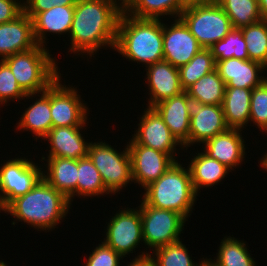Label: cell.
Returning a JSON list of instances; mask_svg holds the SVG:
<instances>
[{"label": "cell", "instance_id": "obj_1", "mask_svg": "<svg viewBox=\"0 0 267 266\" xmlns=\"http://www.w3.org/2000/svg\"><path fill=\"white\" fill-rule=\"evenodd\" d=\"M122 12L121 6L112 0H77L70 29L69 52H77L78 55L87 53L92 57L104 46L113 49Z\"/></svg>", "mask_w": 267, "mask_h": 266}, {"label": "cell", "instance_id": "obj_2", "mask_svg": "<svg viewBox=\"0 0 267 266\" xmlns=\"http://www.w3.org/2000/svg\"><path fill=\"white\" fill-rule=\"evenodd\" d=\"M114 49L129 61L146 64L145 67L162 61L161 19L137 18L123 10L118 22Z\"/></svg>", "mask_w": 267, "mask_h": 266}, {"label": "cell", "instance_id": "obj_3", "mask_svg": "<svg viewBox=\"0 0 267 266\" xmlns=\"http://www.w3.org/2000/svg\"><path fill=\"white\" fill-rule=\"evenodd\" d=\"M70 205L64 194L42 178L28 193L13 199L4 211L31 227L49 231L66 216Z\"/></svg>", "mask_w": 267, "mask_h": 266}, {"label": "cell", "instance_id": "obj_4", "mask_svg": "<svg viewBox=\"0 0 267 266\" xmlns=\"http://www.w3.org/2000/svg\"><path fill=\"white\" fill-rule=\"evenodd\" d=\"M140 205L175 211L185 219L191 215L196 192L192 185L189 168L177 161L156 181L144 188Z\"/></svg>", "mask_w": 267, "mask_h": 266}, {"label": "cell", "instance_id": "obj_5", "mask_svg": "<svg viewBox=\"0 0 267 266\" xmlns=\"http://www.w3.org/2000/svg\"><path fill=\"white\" fill-rule=\"evenodd\" d=\"M46 47H36L3 59L26 94L44 92L60 75L57 62ZM60 74V75H59Z\"/></svg>", "mask_w": 267, "mask_h": 266}, {"label": "cell", "instance_id": "obj_6", "mask_svg": "<svg viewBox=\"0 0 267 266\" xmlns=\"http://www.w3.org/2000/svg\"><path fill=\"white\" fill-rule=\"evenodd\" d=\"M180 18L203 48H210L234 29L229 17L215 0L185 7Z\"/></svg>", "mask_w": 267, "mask_h": 266}, {"label": "cell", "instance_id": "obj_7", "mask_svg": "<svg viewBox=\"0 0 267 266\" xmlns=\"http://www.w3.org/2000/svg\"><path fill=\"white\" fill-rule=\"evenodd\" d=\"M118 153L111 145L105 142L90 143L87 156L99 171L105 187L116 194L129 182L132 177L131 159L128 146Z\"/></svg>", "mask_w": 267, "mask_h": 266}, {"label": "cell", "instance_id": "obj_8", "mask_svg": "<svg viewBox=\"0 0 267 266\" xmlns=\"http://www.w3.org/2000/svg\"><path fill=\"white\" fill-rule=\"evenodd\" d=\"M142 222L143 243L156 250L180 240L185 219L181 214L155 208L150 205L138 206Z\"/></svg>", "mask_w": 267, "mask_h": 266}, {"label": "cell", "instance_id": "obj_9", "mask_svg": "<svg viewBox=\"0 0 267 266\" xmlns=\"http://www.w3.org/2000/svg\"><path fill=\"white\" fill-rule=\"evenodd\" d=\"M33 163L26 158H14L0 167V199L3 208L16 197L28 193L43 178L42 168Z\"/></svg>", "mask_w": 267, "mask_h": 266}, {"label": "cell", "instance_id": "obj_10", "mask_svg": "<svg viewBox=\"0 0 267 266\" xmlns=\"http://www.w3.org/2000/svg\"><path fill=\"white\" fill-rule=\"evenodd\" d=\"M186 107L190 116L188 147L198 142L204 144L229 129L222 105L202 104L186 92Z\"/></svg>", "mask_w": 267, "mask_h": 266}, {"label": "cell", "instance_id": "obj_11", "mask_svg": "<svg viewBox=\"0 0 267 266\" xmlns=\"http://www.w3.org/2000/svg\"><path fill=\"white\" fill-rule=\"evenodd\" d=\"M106 229L103 242L122 257H126L129 253H133V250L140 245V241H143L140 210L125 208L118 211Z\"/></svg>", "mask_w": 267, "mask_h": 266}, {"label": "cell", "instance_id": "obj_12", "mask_svg": "<svg viewBox=\"0 0 267 266\" xmlns=\"http://www.w3.org/2000/svg\"><path fill=\"white\" fill-rule=\"evenodd\" d=\"M60 77L51 84L52 128L83 126L87 121L88 106L80 99L77 89L60 83Z\"/></svg>", "mask_w": 267, "mask_h": 266}, {"label": "cell", "instance_id": "obj_13", "mask_svg": "<svg viewBox=\"0 0 267 266\" xmlns=\"http://www.w3.org/2000/svg\"><path fill=\"white\" fill-rule=\"evenodd\" d=\"M128 143L133 181L142 188L158 180L178 161L171 154L137 144L133 139Z\"/></svg>", "mask_w": 267, "mask_h": 266}, {"label": "cell", "instance_id": "obj_14", "mask_svg": "<svg viewBox=\"0 0 267 266\" xmlns=\"http://www.w3.org/2000/svg\"><path fill=\"white\" fill-rule=\"evenodd\" d=\"M174 19L169 27L163 23V60L179 68L186 65L203 47L180 17Z\"/></svg>", "mask_w": 267, "mask_h": 266}, {"label": "cell", "instance_id": "obj_15", "mask_svg": "<svg viewBox=\"0 0 267 266\" xmlns=\"http://www.w3.org/2000/svg\"><path fill=\"white\" fill-rule=\"evenodd\" d=\"M146 109L139 120L138 131H135L136 134L134 133L132 139L137 144L171 154L176 158V153H174L176 146L180 145L179 147H181L182 145L172 135L158 112L152 107Z\"/></svg>", "mask_w": 267, "mask_h": 266}, {"label": "cell", "instance_id": "obj_16", "mask_svg": "<svg viewBox=\"0 0 267 266\" xmlns=\"http://www.w3.org/2000/svg\"><path fill=\"white\" fill-rule=\"evenodd\" d=\"M215 61V69L225 82L226 87L254 89L267 79L264 75H258L261 72L263 73L264 70H267L259 62L237 58Z\"/></svg>", "mask_w": 267, "mask_h": 266}, {"label": "cell", "instance_id": "obj_17", "mask_svg": "<svg viewBox=\"0 0 267 266\" xmlns=\"http://www.w3.org/2000/svg\"><path fill=\"white\" fill-rule=\"evenodd\" d=\"M150 99L147 107L181 94L184 90L180 84L178 68L162 60L146 67Z\"/></svg>", "mask_w": 267, "mask_h": 266}, {"label": "cell", "instance_id": "obj_18", "mask_svg": "<svg viewBox=\"0 0 267 266\" xmlns=\"http://www.w3.org/2000/svg\"><path fill=\"white\" fill-rule=\"evenodd\" d=\"M36 46L32 18L24 12L15 20L0 24V60Z\"/></svg>", "mask_w": 267, "mask_h": 266}, {"label": "cell", "instance_id": "obj_19", "mask_svg": "<svg viewBox=\"0 0 267 266\" xmlns=\"http://www.w3.org/2000/svg\"><path fill=\"white\" fill-rule=\"evenodd\" d=\"M86 126H70L51 128L43 138L48 139L50 150L48 157L81 159L87 157L90 142H85L81 129Z\"/></svg>", "mask_w": 267, "mask_h": 266}, {"label": "cell", "instance_id": "obj_20", "mask_svg": "<svg viewBox=\"0 0 267 266\" xmlns=\"http://www.w3.org/2000/svg\"><path fill=\"white\" fill-rule=\"evenodd\" d=\"M241 129H231L215 135L204 143V153L226 165L229 169L241 165L245 155V144Z\"/></svg>", "mask_w": 267, "mask_h": 266}, {"label": "cell", "instance_id": "obj_21", "mask_svg": "<svg viewBox=\"0 0 267 266\" xmlns=\"http://www.w3.org/2000/svg\"><path fill=\"white\" fill-rule=\"evenodd\" d=\"M162 117L172 135L182 145L188 147L190 116L186 107V91L164 100L153 107Z\"/></svg>", "mask_w": 267, "mask_h": 266}, {"label": "cell", "instance_id": "obj_22", "mask_svg": "<svg viewBox=\"0 0 267 266\" xmlns=\"http://www.w3.org/2000/svg\"><path fill=\"white\" fill-rule=\"evenodd\" d=\"M75 5H56L49 10L38 13L33 19V34L37 45L45 47L47 32L70 33Z\"/></svg>", "mask_w": 267, "mask_h": 266}, {"label": "cell", "instance_id": "obj_23", "mask_svg": "<svg viewBox=\"0 0 267 266\" xmlns=\"http://www.w3.org/2000/svg\"><path fill=\"white\" fill-rule=\"evenodd\" d=\"M47 175L43 178L70 201L77 196L78 160L61 157H47Z\"/></svg>", "mask_w": 267, "mask_h": 266}, {"label": "cell", "instance_id": "obj_24", "mask_svg": "<svg viewBox=\"0 0 267 266\" xmlns=\"http://www.w3.org/2000/svg\"><path fill=\"white\" fill-rule=\"evenodd\" d=\"M40 94L41 97L23 112L17 126L18 130L33 132L36 140L43 139L52 128L51 85Z\"/></svg>", "mask_w": 267, "mask_h": 266}, {"label": "cell", "instance_id": "obj_25", "mask_svg": "<svg viewBox=\"0 0 267 266\" xmlns=\"http://www.w3.org/2000/svg\"><path fill=\"white\" fill-rule=\"evenodd\" d=\"M251 94L252 89L226 87L222 109L229 128L242 130L249 123Z\"/></svg>", "mask_w": 267, "mask_h": 266}, {"label": "cell", "instance_id": "obj_26", "mask_svg": "<svg viewBox=\"0 0 267 266\" xmlns=\"http://www.w3.org/2000/svg\"><path fill=\"white\" fill-rule=\"evenodd\" d=\"M188 168L197 196L200 188L217 185L229 174V170L231 171L226 165L214 158H210L204 152L198 153L197 156L195 155Z\"/></svg>", "mask_w": 267, "mask_h": 266}, {"label": "cell", "instance_id": "obj_27", "mask_svg": "<svg viewBox=\"0 0 267 266\" xmlns=\"http://www.w3.org/2000/svg\"><path fill=\"white\" fill-rule=\"evenodd\" d=\"M184 8L179 0H132L124 11L137 18L160 19L162 15L180 17Z\"/></svg>", "mask_w": 267, "mask_h": 266}, {"label": "cell", "instance_id": "obj_28", "mask_svg": "<svg viewBox=\"0 0 267 266\" xmlns=\"http://www.w3.org/2000/svg\"><path fill=\"white\" fill-rule=\"evenodd\" d=\"M226 84L215 70L202 76L186 92L202 104L222 105Z\"/></svg>", "mask_w": 267, "mask_h": 266}, {"label": "cell", "instance_id": "obj_29", "mask_svg": "<svg viewBox=\"0 0 267 266\" xmlns=\"http://www.w3.org/2000/svg\"><path fill=\"white\" fill-rule=\"evenodd\" d=\"M215 1L225 11L235 29H241L262 20L258 0Z\"/></svg>", "mask_w": 267, "mask_h": 266}, {"label": "cell", "instance_id": "obj_30", "mask_svg": "<svg viewBox=\"0 0 267 266\" xmlns=\"http://www.w3.org/2000/svg\"><path fill=\"white\" fill-rule=\"evenodd\" d=\"M77 195L80 196H98L110 194L111 192L105 187L102 177L94 166L93 162L87 156L78 159V177H77Z\"/></svg>", "mask_w": 267, "mask_h": 266}, {"label": "cell", "instance_id": "obj_31", "mask_svg": "<svg viewBox=\"0 0 267 266\" xmlns=\"http://www.w3.org/2000/svg\"><path fill=\"white\" fill-rule=\"evenodd\" d=\"M221 241L217 258L212 261L216 266H256L245 242L230 236Z\"/></svg>", "mask_w": 267, "mask_h": 266}, {"label": "cell", "instance_id": "obj_32", "mask_svg": "<svg viewBox=\"0 0 267 266\" xmlns=\"http://www.w3.org/2000/svg\"><path fill=\"white\" fill-rule=\"evenodd\" d=\"M216 61L209 48L201 49L186 65L178 68L180 84L184 91L202 76L215 70Z\"/></svg>", "mask_w": 267, "mask_h": 266}, {"label": "cell", "instance_id": "obj_33", "mask_svg": "<svg viewBox=\"0 0 267 266\" xmlns=\"http://www.w3.org/2000/svg\"><path fill=\"white\" fill-rule=\"evenodd\" d=\"M250 60L261 63L267 68V20H261L240 29Z\"/></svg>", "mask_w": 267, "mask_h": 266}, {"label": "cell", "instance_id": "obj_34", "mask_svg": "<svg viewBox=\"0 0 267 266\" xmlns=\"http://www.w3.org/2000/svg\"><path fill=\"white\" fill-rule=\"evenodd\" d=\"M247 44L240 29H232L222 40L213 44L209 50L215 60L237 58L248 60Z\"/></svg>", "mask_w": 267, "mask_h": 266}, {"label": "cell", "instance_id": "obj_35", "mask_svg": "<svg viewBox=\"0 0 267 266\" xmlns=\"http://www.w3.org/2000/svg\"><path fill=\"white\" fill-rule=\"evenodd\" d=\"M188 249L179 240L164 247L153 250L152 259L155 266H199L193 263ZM154 256V257H153Z\"/></svg>", "mask_w": 267, "mask_h": 266}, {"label": "cell", "instance_id": "obj_36", "mask_svg": "<svg viewBox=\"0 0 267 266\" xmlns=\"http://www.w3.org/2000/svg\"><path fill=\"white\" fill-rule=\"evenodd\" d=\"M267 133V79L252 89L250 101V120Z\"/></svg>", "mask_w": 267, "mask_h": 266}, {"label": "cell", "instance_id": "obj_37", "mask_svg": "<svg viewBox=\"0 0 267 266\" xmlns=\"http://www.w3.org/2000/svg\"><path fill=\"white\" fill-rule=\"evenodd\" d=\"M36 94H26L18 85L9 66L0 60V105L6 104L10 99L18 100L24 97L31 98Z\"/></svg>", "mask_w": 267, "mask_h": 266}, {"label": "cell", "instance_id": "obj_38", "mask_svg": "<svg viewBox=\"0 0 267 266\" xmlns=\"http://www.w3.org/2000/svg\"><path fill=\"white\" fill-rule=\"evenodd\" d=\"M101 243L90 253L85 266H120L122 256L104 242Z\"/></svg>", "mask_w": 267, "mask_h": 266}, {"label": "cell", "instance_id": "obj_39", "mask_svg": "<svg viewBox=\"0 0 267 266\" xmlns=\"http://www.w3.org/2000/svg\"><path fill=\"white\" fill-rule=\"evenodd\" d=\"M77 0H26L23 2L24 13L32 19L40 12L49 10L53 6L76 5Z\"/></svg>", "mask_w": 267, "mask_h": 266}, {"label": "cell", "instance_id": "obj_40", "mask_svg": "<svg viewBox=\"0 0 267 266\" xmlns=\"http://www.w3.org/2000/svg\"><path fill=\"white\" fill-rule=\"evenodd\" d=\"M23 12L21 0H0V24L15 20Z\"/></svg>", "mask_w": 267, "mask_h": 266}, {"label": "cell", "instance_id": "obj_41", "mask_svg": "<svg viewBox=\"0 0 267 266\" xmlns=\"http://www.w3.org/2000/svg\"><path fill=\"white\" fill-rule=\"evenodd\" d=\"M128 266H155L151 253L142 252Z\"/></svg>", "mask_w": 267, "mask_h": 266}, {"label": "cell", "instance_id": "obj_42", "mask_svg": "<svg viewBox=\"0 0 267 266\" xmlns=\"http://www.w3.org/2000/svg\"><path fill=\"white\" fill-rule=\"evenodd\" d=\"M214 0H179V2L184 6H191V5H198V4H205L209 3Z\"/></svg>", "mask_w": 267, "mask_h": 266}, {"label": "cell", "instance_id": "obj_43", "mask_svg": "<svg viewBox=\"0 0 267 266\" xmlns=\"http://www.w3.org/2000/svg\"><path fill=\"white\" fill-rule=\"evenodd\" d=\"M260 15L263 20H267V0H258Z\"/></svg>", "mask_w": 267, "mask_h": 266}, {"label": "cell", "instance_id": "obj_44", "mask_svg": "<svg viewBox=\"0 0 267 266\" xmlns=\"http://www.w3.org/2000/svg\"><path fill=\"white\" fill-rule=\"evenodd\" d=\"M112 1H114L115 3L118 2L119 6H121V8L124 10L132 0H118V1L117 0H112Z\"/></svg>", "mask_w": 267, "mask_h": 266}, {"label": "cell", "instance_id": "obj_45", "mask_svg": "<svg viewBox=\"0 0 267 266\" xmlns=\"http://www.w3.org/2000/svg\"><path fill=\"white\" fill-rule=\"evenodd\" d=\"M212 259H202V261L200 262L201 264L199 266H216L212 261Z\"/></svg>", "mask_w": 267, "mask_h": 266}, {"label": "cell", "instance_id": "obj_46", "mask_svg": "<svg viewBox=\"0 0 267 266\" xmlns=\"http://www.w3.org/2000/svg\"><path fill=\"white\" fill-rule=\"evenodd\" d=\"M260 164L264 168L263 170L267 171V153L260 159Z\"/></svg>", "mask_w": 267, "mask_h": 266}, {"label": "cell", "instance_id": "obj_47", "mask_svg": "<svg viewBox=\"0 0 267 266\" xmlns=\"http://www.w3.org/2000/svg\"><path fill=\"white\" fill-rule=\"evenodd\" d=\"M4 211V208H3V206H2V201H1V199H0V211Z\"/></svg>", "mask_w": 267, "mask_h": 266}, {"label": "cell", "instance_id": "obj_48", "mask_svg": "<svg viewBox=\"0 0 267 266\" xmlns=\"http://www.w3.org/2000/svg\"><path fill=\"white\" fill-rule=\"evenodd\" d=\"M0 266H8V265H6V263H4V261H0Z\"/></svg>", "mask_w": 267, "mask_h": 266}]
</instances>
